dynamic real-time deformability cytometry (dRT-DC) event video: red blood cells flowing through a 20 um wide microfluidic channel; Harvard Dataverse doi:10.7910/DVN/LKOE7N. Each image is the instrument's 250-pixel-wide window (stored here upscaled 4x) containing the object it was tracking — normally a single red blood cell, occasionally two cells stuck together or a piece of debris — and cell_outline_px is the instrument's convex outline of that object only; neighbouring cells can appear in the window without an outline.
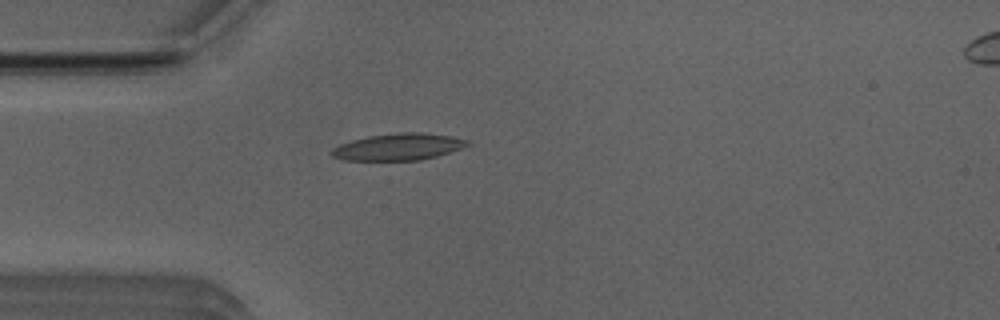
{"species": "Egyptian fruit bat (a non-hibernating species)", "species_latin": "Rousettus aegyptiacus", "temperature_condition": "room temperature", "stored_images_in_passage": 38, "camera_frame_rate_fps": 3000, "um_per_image_px": 0.085, "animal": {"sex": "male"}, "frame": {"image": 1, "passage_image": 1, "time_ms": 0.0, "image_size_px": [1000, 320], "cell_outline_px": [[472, 144], [436, 156], [420, 160], [344, 160], [332, 156], [332, 148], [340, 144], [352, 140], [368, 136], [396, 132], [424, 132], [452, 136], [468, 140]], "centroid_in_image_um": [33.87, 12.47], "position_along_channel_um": 51.1, "area_um2": 21.15}}
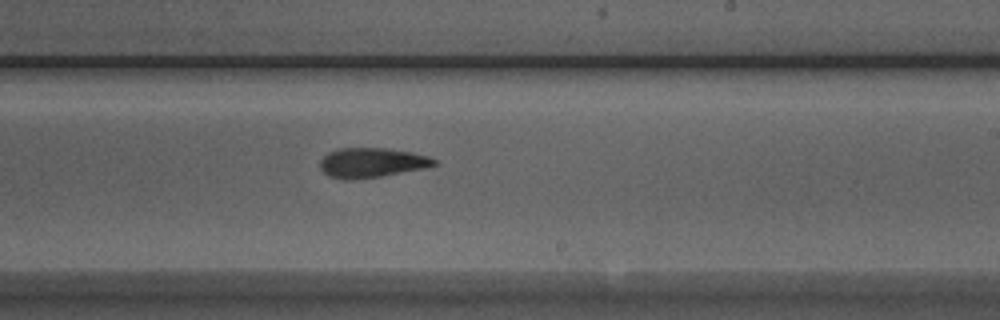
{"frame": {"image": 2, "passage_image": 17, "time_ms": 5.333, "image_size_px": [1000, 320], "cell_outline_px": [[436, 164], [424, 168], [380, 176], [352, 180], [344, 180], [328, 176], [320, 168], [320, 160], [328, 152], [336, 148], [388, 148], [412, 152], [428, 156], [436, 160]], "centroid_in_image_um": [31.55, 13.82], "position_along_channel_um": 257.4, "area_um2": 19.77}}
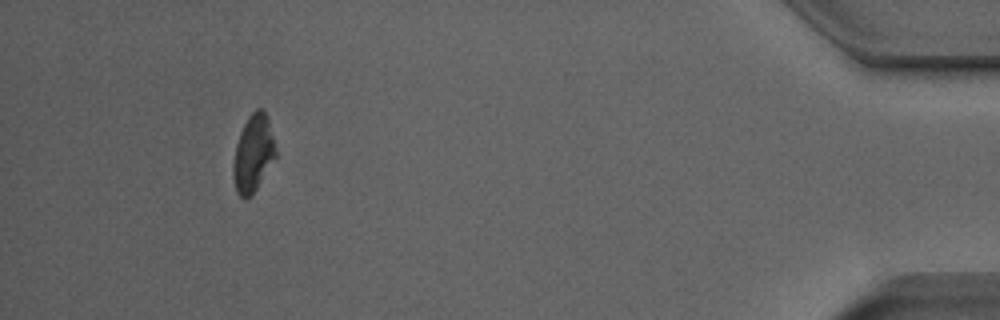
{"frame": {"image": 3, "passage_image": 34, "time_ms": 11.0, "image_size_px": [1000, 320], "cell_outline_px": [[280, 156], [252, 196], [248, 200], [244, 200], [236, 192], [232, 176], [232, 164], [236, 144], [240, 132], [248, 116], [256, 108], [264, 108], [280, 152]], "centroid_in_image_um": [21.58, 13.09], "position_along_channel_um": 413.6, "area_um2": 20.4}, "authors_computed_cell_mechanics": {"area_um2": 19.9699, "velocity_mm_per_s": 4.0108, "shape_relaxation_time_tau1_ms": 4.6852, "shape_relaxation_time_tau2_ms": 2.7625, "deformation_change_tau1": 0.1641, "deformation_change_tau2": 0.1184}}